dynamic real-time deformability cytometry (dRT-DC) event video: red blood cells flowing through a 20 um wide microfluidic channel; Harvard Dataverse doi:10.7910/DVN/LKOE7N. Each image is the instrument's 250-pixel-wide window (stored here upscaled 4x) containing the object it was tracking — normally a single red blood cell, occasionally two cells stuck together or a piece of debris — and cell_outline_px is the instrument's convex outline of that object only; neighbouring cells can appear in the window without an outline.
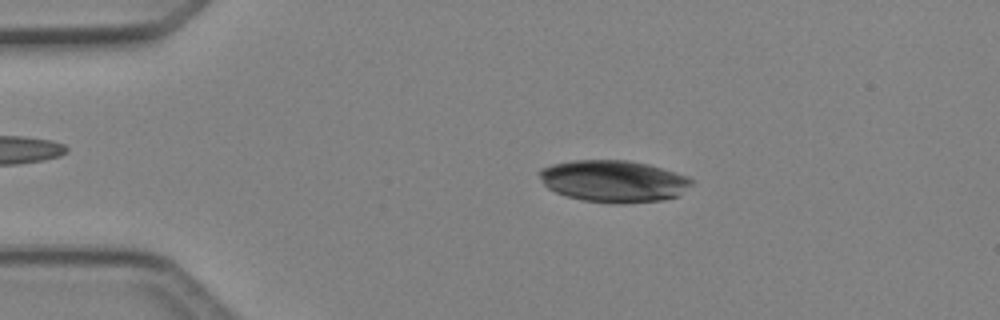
{"species": "Egyptian fruit bat (a non-hibernating species)", "species_latin": "Rousettus aegyptiacus", "temperature_condition": "cold", "stored_images_in_passage": 47, "camera_frame_rate_fps": 3000, "um_per_image_px": 0.085, "animal": {"sex": "female"}, "frame": {"image": 1, "passage_image": 9, "time_ms": 2.667, "image_size_px": [1000, 320], "cell_outline_px": [[696, 180], [680, 196], [664, 200], [620, 204], [616, 204], [580, 200], [556, 192], [548, 188], [544, 184], [536, 172], [540, 168], [552, 164], [576, 160], [628, 160], [648, 164], [676, 172], [688, 176]], "centroid_in_image_um": [52.18, 15.4], "position_along_channel_um": 32.8, "area_um2": 37.63}}